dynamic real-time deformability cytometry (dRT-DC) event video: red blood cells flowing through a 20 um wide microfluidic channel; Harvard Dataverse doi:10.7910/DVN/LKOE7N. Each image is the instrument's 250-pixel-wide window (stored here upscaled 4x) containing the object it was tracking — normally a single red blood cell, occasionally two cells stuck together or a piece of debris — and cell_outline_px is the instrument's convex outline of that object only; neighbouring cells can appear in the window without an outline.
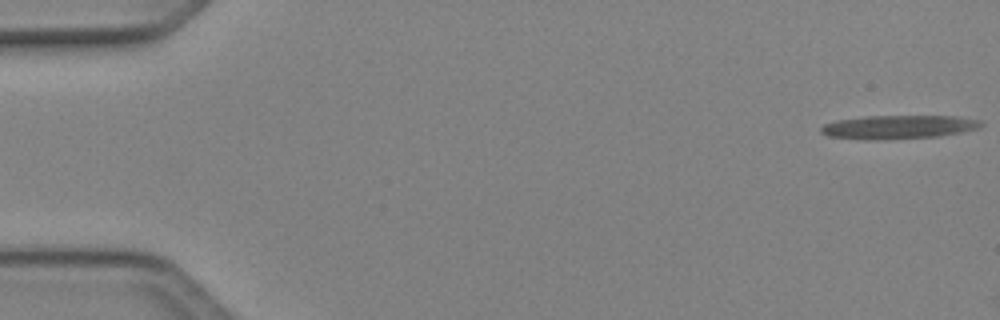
{"species": "Egyptian fruit bat (a non-hibernating species)", "species_latin": "Rousettus aegyptiacus", "temperature_condition": "cold", "stored_images_in_passage": 50, "camera_frame_rate_fps": 3000, "um_per_image_px": 0.085, "animal": {"sex": "female"}, "frame": {"image": 1, "passage_image": 1, "time_ms": 0.0, "image_size_px": [1000, 320], "cell_outline_px": [[984, 124], [980, 128], [960, 132], [936, 136], [888, 140], [868, 140], [828, 136], [820, 132], [820, 128], [824, 124], [836, 120], [868, 116], [956, 116], [980, 120]], "centroid_in_image_um": [76.35, 10.8], "position_along_channel_um": 8.6, "area_um2": 22.14}}
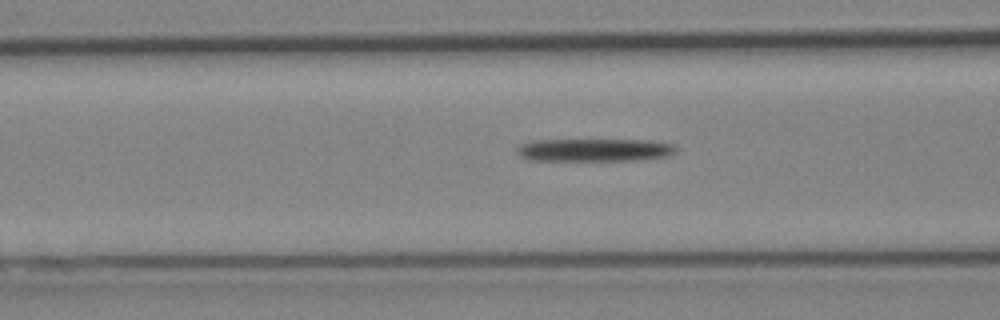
{"frame": {"image": 2, "passage_image": 20, "time_ms": 6.333, "image_size_px": [1000, 320], "cell_outline_px": [[676, 152], [672, 156], [640, 160], [528, 160], [520, 156], [516, 152], [516, 148], [520, 144], [536, 140], [652, 140], [676, 144]], "centroid_in_image_um": [50.59, 12.75], "position_along_channel_um": 116.0, "area_um2": 21.44}}
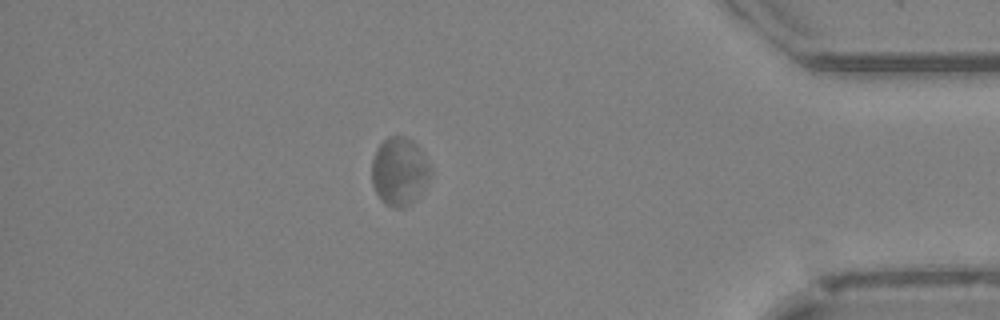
{"frame": {"image": 3, "passage_image": 44, "time_ms": 14.333, "image_size_px": [1000, 320], "cell_outline_px": [[432, 172], [420, 192], [404, 208], [396, 208], [380, 200], [372, 184], [372, 160], [376, 148], [388, 136], [404, 136], [412, 140], [420, 148], [432, 168]], "centroid_in_image_um": [33.93, 14.53], "position_along_channel_um": 401.3, "area_um2": 23.12}, "authors_computed_cell_mechanics": {"area_um2": 21.964, "velocity_mm_per_s": 4.023, "shape_relaxation_time_tau1_ms": 9.6427, "shape_relaxation_time_tau2_ms": null, "deformation_change_tau1": 0.2109, "deformation_change_tau2": null}}